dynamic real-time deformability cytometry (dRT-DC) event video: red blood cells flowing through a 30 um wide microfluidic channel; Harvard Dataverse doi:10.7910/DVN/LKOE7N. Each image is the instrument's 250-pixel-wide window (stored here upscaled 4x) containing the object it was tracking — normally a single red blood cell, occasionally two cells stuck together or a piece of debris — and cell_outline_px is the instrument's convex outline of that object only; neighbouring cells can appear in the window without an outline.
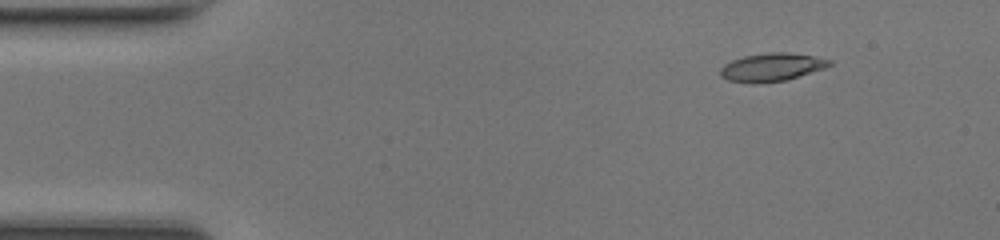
{"species": "common noctule bat (a hibernating species)", "species_latin": "Nyctalus noctula", "temperature_condition": "room temperature", "stored_images_in_passage": 43, "camera_frame_rate_fps": 3000, "um_per_image_px": 0.085, "animal": {"sex": "female", "body_mass_g": 17.0, "forearm_length_mm": 48.0}, "frame": {"image": 1, "passage_image": 1, "time_ms": 0.0, "image_size_px": [1000, 240], "cell_outline_px": [[832, 64], [824, 68], [784, 80], [728, 80], [720, 76], [720, 68], [724, 64], [732, 60], [744, 56], [768, 52], [784, 52], [812, 56], [832, 60]], "centroid_in_image_um": [65.61, 5.65], "position_along_channel_um": 19.4, "area_um2": 16.88}}
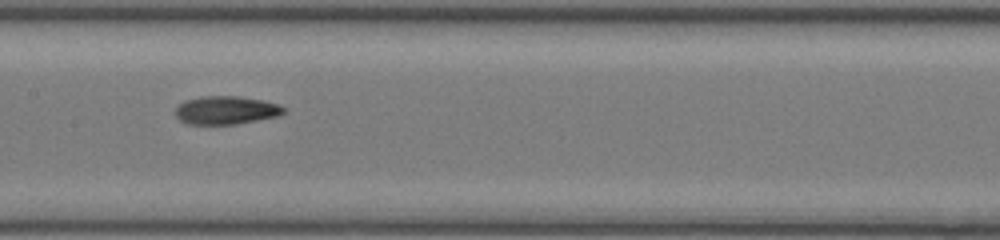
{"frame": {"image": 2, "passage_image": 19, "time_ms": 6.0, "image_size_px": [1000, 240], "cell_outline_px": [[284, 112], [276, 116], [236, 124], [188, 124], [180, 120], [176, 116], [176, 108], [184, 100], [200, 96], [240, 96], [264, 100], [276, 104], [284, 108]], "centroid_in_image_um": [19.17, 9.35], "position_along_channel_um": 188.2, "area_um2": 17.69}}
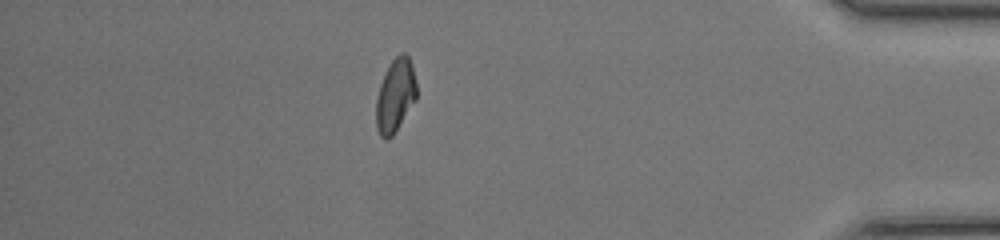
{"frame": {"image": 3, "passage_image": 37, "time_ms": 12.0, "image_size_px": [1000, 240], "cell_outline_px": [[416, 100], [392, 136], [388, 140], [384, 140], [380, 136], [376, 128], [376, 96], [380, 84], [392, 60], [400, 52], [404, 52], [408, 56], [412, 64], [416, 84]], "centroid_in_image_um": [33.59, 8.14], "position_along_channel_um": 401.6, "area_um2": 17.28}, "authors_computed_cell_mechanics": {"area_um2": 17.34, "velocity_mm_per_s": 4.3302, "shape_relaxation_time_tau1_ms": 8.0456, "shape_relaxation_time_tau2_ms": 4.1352, "deformation_change_tau1": 0.2511, "deformation_change_tau2": 0.1226}}